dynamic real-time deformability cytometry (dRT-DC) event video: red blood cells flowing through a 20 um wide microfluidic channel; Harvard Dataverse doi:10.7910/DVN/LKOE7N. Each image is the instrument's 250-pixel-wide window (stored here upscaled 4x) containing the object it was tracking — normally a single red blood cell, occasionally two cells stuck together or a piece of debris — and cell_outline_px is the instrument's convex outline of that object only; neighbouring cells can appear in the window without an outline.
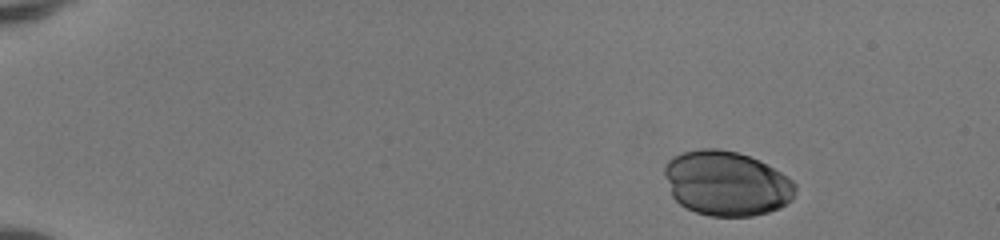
{"species": "human", "species_latin": "Homo sapiens", "temperature_condition": "room temperature", "stored_images_in_passage": 40, "camera_frame_rate_fps": 3000, "um_per_image_px": 0.085, "donor": {"sex": "female"}, "frame": {"image": 1, "passage_image": 1, "time_ms": 0.0, "image_size_px": [1000, 240], "cell_outline_px": [[796, 192], [792, 200], [780, 208], [768, 212], [752, 216], [708, 216], [696, 212], [680, 204], [672, 196], [664, 176], [664, 164], [672, 156], [684, 152], [700, 148], [716, 148], [736, 152], [760, 160], [780, 172], [792, 180], [796, 184]], "centroid_in_image_um": [61.75, 15.59], "position_along_channel_um": 23.3, "area_um2": 49.59}}
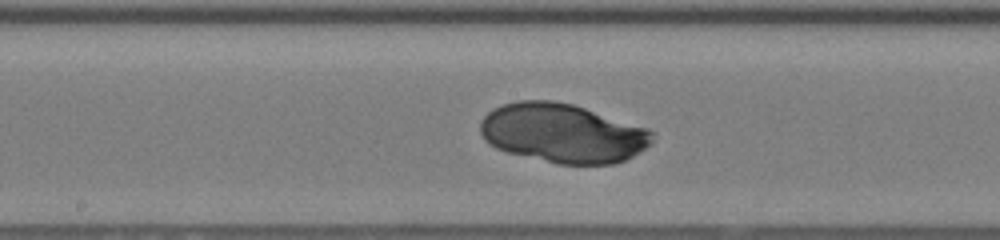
{"frame": {"image": 2, "passage_image": 23, "time_ms": 7.333, "image_size_px": [1000, 240], "cell_outline_px": [[656, 136], [652, 144], [632, 156], [624, 160], [612, 164], [556, 164], [508, 152], [496, 148], [484, 140], [480, 132], [480, 120], [492, 108], [516, 100], [552, 100], [572, 104], [648, 128]], "centroid_in_image_um": [47.82, 11.31], "position_along_channel_um": 200.4, "area_um2": 59.48}}
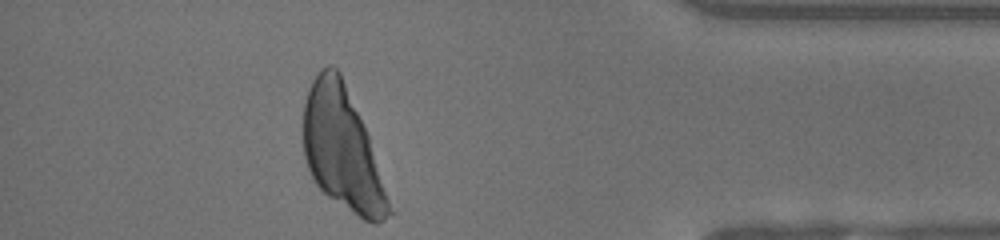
{"frame": {"image": 3, "passage_image": 40, "time_ms": 13.0, "image_size_px": [1000, 240], "cell_outline_px": [[396, 212], [384, 220], [376, 224], [372, 224], [364, 220], [328, 196], [316, 184], [308, 168], [304, 156], [304, 100], [308, 88], [312, 80], [328, 64], [332, 64], [340, 72], [368, 136]], "centroid_in_image_um": [29.13, 12.73], "position_along_channel_um": 406.1, "area_um2": 60.81}}